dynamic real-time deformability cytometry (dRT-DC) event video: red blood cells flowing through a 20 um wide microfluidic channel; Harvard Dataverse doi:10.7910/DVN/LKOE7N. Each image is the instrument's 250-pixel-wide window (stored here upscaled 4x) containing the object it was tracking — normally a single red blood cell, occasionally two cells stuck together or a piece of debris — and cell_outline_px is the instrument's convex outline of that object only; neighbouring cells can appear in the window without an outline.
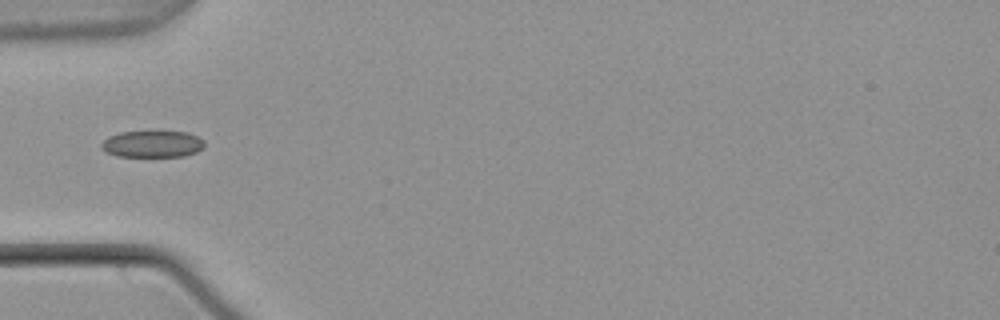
{"species": "common noctule bat (a hibernating species)", "species_latin": "Nyctalus noctula", "temperature_condition": "warm", "stored_images_in_passage": 37, "camera_frame_rate_fps": 3000, "um_per_image_px": 0.085, "animal": {"sex": "male", "body_mass_g": 21.5, "forearm_length_mm": 52.0}, "frame": {"image": 1, "passage_image": 1, "time_ms": 0.0, "image_size_px": [1000, 320], "cell_outline_px": [[204, 148], [196, 152], [184, 156], [116, 156], [100, 148], [100, 144], [108, 136], [120, 132], [188, 132], [204, 140]], "centroid_in_image_um": [12.95, 12.24], "position_along_channel_um": 72.0, "area_um2": 15.95}}
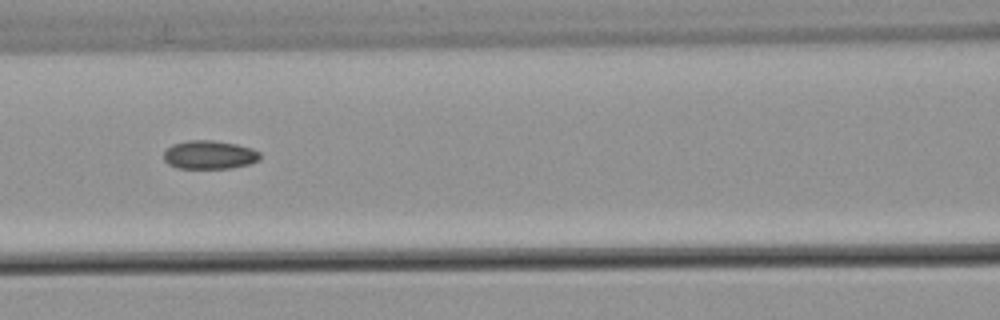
{"frame": {"image": 2, "passage_image": 7, "time_ms": 2.0, "image_size_px": [1000, 320], "cell_outline_px": [[260, 160], [248, 164], [232, 168], [176, 168], [168, 164], [164, 160], [164, 152], [172, 144], [188, 140], [212, 140], [236, 144], [252, 148], [260, 152]], "centroid_in_image_um": [17.8, 13.16], "position_along_channel_um": 148.8, "area_um2": 16.07}}
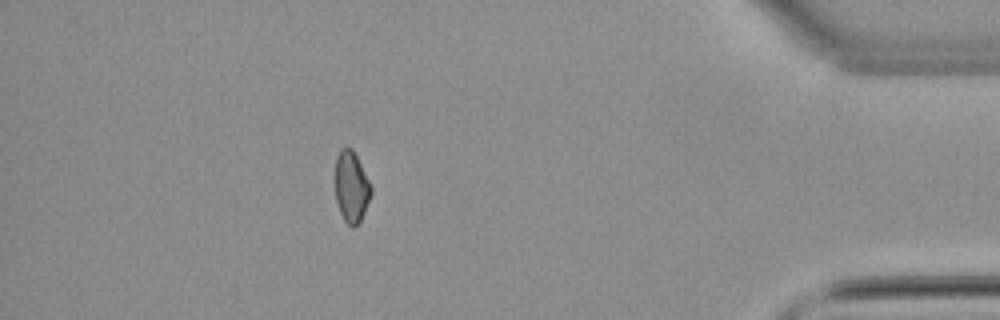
{"frame": {"image": 3, "passage_image": 31, "time_ms": 10.0, "image_size_px": [1000, 320], "cell_outline_px": [[372, 192], [364, 212], [360, 220], [352, 228], [344, 220], [340, 212], [336, 200], [336, 156], [340, 148], [352, 148], [372, 188]], "centroid_in_image_um": [29.86, 15.88], "position_along_channel_um": 405.3, "area_um2": 14.51}}